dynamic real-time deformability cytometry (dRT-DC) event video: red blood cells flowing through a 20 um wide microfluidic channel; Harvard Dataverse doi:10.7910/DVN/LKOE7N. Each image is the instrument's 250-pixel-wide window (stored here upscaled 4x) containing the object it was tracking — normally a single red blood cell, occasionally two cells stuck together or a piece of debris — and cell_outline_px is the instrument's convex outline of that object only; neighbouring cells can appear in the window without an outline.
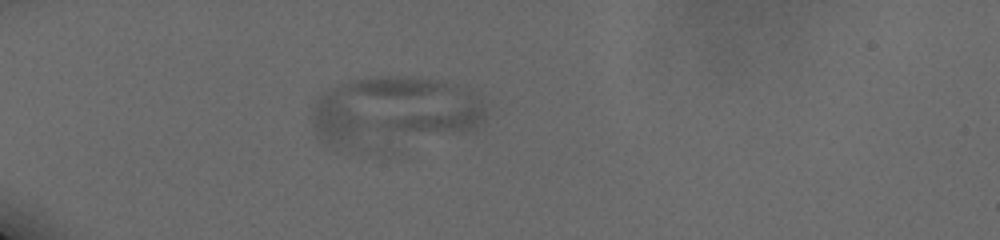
{"species": "human", "species_latin": "Homo sapiens", "temperature_condition": "cold", "stored_images_in_passage": 17, "segment_of_instrument_passage": [2, 2], "camera_frame_rate_fps": 3000, "um_per_image_px": 0.085, "donor": {"sex": "male"}, "frame": {"image": 1, "passage_image": 17, "time_ms": 6.333, "image_size_px": [1000, 240], "cell_outline_px": [[484, 120], [472, 128], [392, 132], [376, 124], [384, 120], [460, 92], [468, 92], [476, 96], [480, 100], [484, 108]], "centroid_in_image_um": [37.38, 9.79], "position_along_channel_um": 47.6, "area_um2": 18.84}}